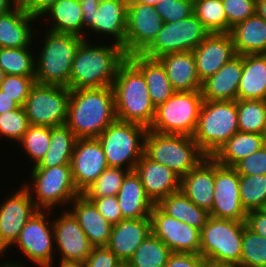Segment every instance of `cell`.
<instances>
[{
    "label": "cell",
    "instance_id": "1",
    "mask_svg": "<svg viewBox=\"0 0 266 267\" xmlns=\"http://www.w3.org/2000/svg\"><path fill=\"white\" fill-rule=\"evenodd\" d=\"M116 120L112 87L70 90L66 126L80 138H97Z\"/></svg>",
    "mask_w": 266,
    "mask_h": 267
},
{
    "label": "cell",
    "instance_id": "2",
    "mask_svg": "<svg viewBox=\"0 0 266 267\" xmlns=\"http://www.w3.org/2000/svg\"><path fill=\"white\" fill-rule=\"evenodd\" d=\"M88 39L82 41L72 62L70 90L112 87L120 65L127 59L122 46L95 45Z\"/></svg>",
    "mask_w": 266,
    "mask_h": 267
},
{
    "label": "cell",
    "instance_id": "3",
    "mask_svg": "<svg viewBox=\"0 0 266 267\" xmlns=\"http://www.w3.org/2000/svg\"><path fill=\"white\" fill-rule=\"evenodd\" d=\"M116 119L152 125L156 108L151 102L143 73L127 58L119 67L113 82Z\"/></svg>",
    "mask_w": 266,
    "mask_h": 267
},
{
    "label": "cell",
    "instance_id": "4",
    "mask_svg": "<svg viewBox=\"0 0 266 267\" xmlns=\"http://www.w3.org/2000/svg\"><path fill=\"white\" fill-rule=\"evenodd\" d=\"M46 30L35 58V82L69 88L72 62L86 37Z\"/></svg>",
    "mask_w": 266,
    "mask_h": 267
},
{
    "label": "cell",
    "instance_id": "5",
    "mask_svg": "<svg viewBox=\"0 0 266 267\" xmlns=\"http://www.w3.org/2000/svg\"><path fill=\"white\" fill-rule=\"evenodd\" d=\"M236 101L203 100L193 138L206 156H213L238 128Z\"/></svg>",
    "mask_w": 266,
    "mask_h": 267
},
{
    "label": "cell",
    "instance_id": "6",
    "mask_svg": "<svg viewBox=\"0 0 266 267\" xmlns=\"http://www.w3.org/2000/svg\"><path fill=\"white\" fill-rule=\"evenodd\" d=\"M144 153L151 160L170 168L180 178L207 157L192 136L162 134L149 129L145 136Z\"/></svg>",
    "mask_w": 266,
    "mask_h": 267
},
{
    "label": "cell",
    "instance_id": "7",
    "mask_svg": "<svg viewBox=\"0 0 266 267\" xmlns=\"http://www.w3.org/2000/svg\"><path fill=\"white\" fill-rule=\"evenodd\" d=\"M245 224L210 216L200 232V255L212 264L238 266Z\"/></svg>",
    "mask_w": 266,
    "mask_h": 267
},
{
    "label": "cell",
    "instance_id": "8",
    "mask_svg": "<svg viewBox=\"0 0 266 267\" xmlns=\"http://www.w3.org/2000/svg\"><path fill=\"white\" fill-rule=\"evenodd\" d=\"M148 128L133 122L115 120L97 138L100 141L108 167L135 170L144 155Z\"/></svg>",
    "mask_w": 266,
    "mask_h": 267
},
{
    "label": "cell",
    "instance_id": "9",
    "mask_svg": "<svg viewBox=\"0 0 266 267\" xmlns=\"http://www.w3.org/2000/svg\"><path fill=\"white\" fill-rule=\"evenodd\" d=\"M30 170L29 180H32L30 181L32 183L23 185L39 210L52 211L57 206L59 208L67 206L68 208V204L70 206V203L80 195L72 179L71 165L30 168Z\"/></svg>",
    "mask_w": 266,
    "mask_h": 267
},
{
    "label": "cell",
    "instance_id": "10",
    "mask_svg": "<svg viewBox=\"0 0 266 267\" xmlns=\"http://www.w3.org/2000/svg\"><path fill=\"white\" fill-rule=\"evenodd\" d=\"M202 103L201 90L174 92L156 108L155 118L149 130L193 137Z\"/></svg>",
    "mask_w": 266,
    "mask_h": 267
},
{
    "label": "cell",
    "instance_id": "11",
    "mask_svg": "<svg viewBox=\"0 0 266 267\" xmlns=\"http://www.w3.org/2000/svg\"><path fill=\"white\" fill-rule=\"evenodd\" d=\"M209 34L193 13L185 19L163 23L154 40L141 54L158 59L169 53L193 51Z\"/></svg>",
    "mask_w": 266,
    "mask_h": 267
},
{
    "label": "cell",
    "instance_id": "12",
    "mask_svg": "<svg viewBox=\"0 0 266 267\" xmlns=\"http://www.w3.org/2000/svg\"><path fill=\"white\" fill-rule=\"evenodd\" d=\"M70 89L35 83L23 105L30 125H66Z\"/></svg>",
    "mask_w": 266,
    "mask_h": 267
},
{
    "label": "cell",
    "instance_id": "13",
    "mask_svg": "<svg viewBox=\"0 0 266 267\" xmlns=\"http://www.w3.org/2000/svg\"><path fill=\"white\" fill-rule=\"evenodd\" d=\"M47 212V213H46ZM46 213V214H45ZM49 210H38L25 224L12 246H18L26 259L38 267H54V230L48 219ZM47 215V216H46Z\"/></svg>",
    "mask_w": 266,
    "mask_h": 267
},
{
    "label": "cell",
    "instance_id": "14",
    "mask_svg": "<svg viewBox=\"0 0 266 267\" xmlns=\"http://www.w3.org/2000/svg\"><path fill=\"white\" fill-rule=\"evenodd\" d=\"M240 175L234 167L214 159V198L209 215L218 219L246 222L247 212L240 201Z\"/></svg>",
    "mask_w": 266,
    "mask_h": 267
},
{
    "label": "cell",
    "instance_id": "15",
    "mask_svg": "<svg viewBox=\"0 0 266 267\" xmlns=\"http://www.w3.org/2000/svg\"><path fill=\"white\" fill-rule=\"evenodd\" d=\"M17 190L0 205V255L12 247L25 224L39 210L24 185Z\"/></svg>",
    "mask_w": 266,
    "mask_h": 267
},
{
    "label": "cell",
    "instance_id": "16",
    "mask_svg": "<svg viewBox=\"0 0 266 267\" xmlns=\"http://www.w3.org/2000/svg\"><path fill=\"white\" fill-rule=\"evenodd\" d=\"M151 233L172 252L200 254V230L164 213L156 204L150 214Z\"/></svg>",
    "mask_w": 266,
    "mask_h": 267
},
{
    "label": "cell",
    "instance_id": "17",
    "mask_svg": "<svg viewBox=\"0 0 266 267\" xmlns=\"http://www.w3.org/2000/svg\"><path fill=\"white\" fill-rule=\"evenodd\" d=\"M155 6L143 3L127 4L125 53H141L156 37L163 26Z\"/></svg>",
    "mask_w": 266,
    "mask_h": 267
},
{
    "label": "cell",
    "instance_id": "18",
    "mask_svg": "<svg viewBox=\"0 0 266 267\" xmlns=\"http://www.w3.org/2000/svg\"><path fill=\"white\" fill-rule=\"evenodd\" d=\"M108 167L103 147L98 138L77 139L72 154V179L82 194Z\"/></svg>",
    "mask_w": 266,
    "mask_h": 267
},
{
    "label": "cell",
    "instance_id": "19",
    "mask_svg": "<svg viewBox=\"0 0 266 267\" xmlns=\"http://www.w3.org/2000/svg\"><path fill=\"white\" fill-rule=\"evenodd\" d=\"M127 4L128 0H101L97 10L82 12L84 29L89 35L96 32L103 37L110 35L109 39L114 37L111 42L115 41L125 52Z\"/></svg>",
    "mask_w": 266,
    "mask_h": 267
},
{
    "label": "cell",
    "instance_id": "20",
    "mask_svg": "<svg viewBox=\"0 0 266 267\" xmlns=\"http://www.w3.org/2000/svg\"><path fill=\"white\" fill-rule=\"evenodd\" d=\"M51 222L53 223L55 246H57L55 251L61 255L60 262H85L91 254L93 246L73 214L65 209L60 216H57V219H53Z\"/></svg>",
    "mask_w": 266,
    "mask_h": 267
},
{
    "label": "cell",
    "instance_id": "21",
    "mask_svg": "<svg viewBox=\"0 0 266 267\" xmlns=\"http://www.w3.org/2000/svg\"><path fill=\"white\" fill-rule=\"evenodd\" d=\"M192 52L201 82L236 56L230 33H210Z\"/></svg>",
    "mask_w": 266,
    "mask_h": 267
},
{
    "label": "cell",
    "instance_id": "22",
    "mask_svg": "<svg viewBox=\"0 0 266 267\" xmlns=\"http://www.w3.org/2000/svg\"><path fill=\"white\" fill-rule=\"evenodd\" d=\"M135 172L154 204L180 190L181 178L167 166L151 160L145 153L136 164Z\"/></svg>",
    "mask_w": 266,
    "mask_h": 267
},
{
    "label": "cell",
    "instance_id": "23",
    "mask_svg": "<svg viewBox=\"0 0 266 267\" xmlns=\"http://www.w3.org/2000/svg\"><path fill=\"white\" fill-rule=\"evenodd\" d=\"M243 71V55L234 56L213 76L202 82L201 94L205 101H236Z\"/></svg>",
    "mask_w": 266,
    "mask_h": 267
},
{
    "label": "cell",
    "instance_id": "24",
    "mask_svg": "<svg viewBox=\"0 0 266 267\" xmlns=\"http://www.w3.org/2000/svg\"><path fill=\"white\" fill-rule=\"evenodd\" d=\"M150 233V218L123 219L113 225L107 247L126 264Z\"/></svg>",
    "mask_w": 266,
    "mask_h": 267
},
{
    "label": "cell",
    "instance_id": "25",
    "mask_svg": "<svg viewBox=\"0 0 266 267\" xmlns=\"http://www.w3.org/2000/svg\"><path fill=\"white\" fill-rule=\"evenodd\" d=\"M67 208L76 218L93 247L107 246L113 225L103 217L92 201L78 195Z\"/></svg>",
    "mask_w": 266,
    "mask_h": 267
},
{
    "label": "cell",
    "instance_id": "26",
    "mask_svg": "<svg viewBox=\"0 0 266 267\" xmlns=\"http://www.w3.org/2000/svg\"><path fill=\"white\" fill-rule=\"evenodd\" d=\"M180 190L194 204L209 212L214 198V158L207 156L182 177Z\"/></svg>",
    "mask_w": 266,
    "mask_h": 267
},
{
    "label": "cell",
    "instance_id": "27",
    "mask_svg": "<svg viewBox=\"0 0 266 267\" xmlns=\"http://www.w3.org/2000/svg\"><path fill=\"white\" fill-rule=\"evenodd\" d=\"M34 20L40 21L39 18L26 13L19 5L7 13L0 14V48L32 46L35 35V28L32 27Z\"/></svg>",
    "mask_w": 266,
    "mask_h": 267
},
{
    "label": "cell",
    "instance_id": "28",
    "mask_svg": "<svg viewBox=\"0 0 266 267\" xmlns=\"http://www.w3.org/2000/svg\"><path fill=\"white\" fill-rule=\"evenodd\" d=\"M158 60L165 68L175 92L201 90L202 82L197 74L195 56L192 51L165 54Z\"/></svg>",
    "mask_w": 266,
    "mask_h": 267
},
{
    "label": "cell",
    "instance_id": "29",
    "mask_svg": "<svg viewBox=\"0 0 266 267\" xmlns=\"http://www.w3.org/2000/svg\"><path fill=\"white\" fill-rule=\"evenodd\" d=\"M123 219L150 218L154 203L147 196L140 176L129 171L116 195Z\"/></svg>",
    "mask_w": 266,
    "mask_h": 267
},
{
    "label": "cell",
    "instance_id": "30",
    "mask_svg": "<svg viewBox=\"0 0 266 267\" xmlns=\"http://www.w3.org/2000/svg\"><path fill=\"white\" fill-rule=\"evenodd\" d=\"M127 58L143 73L155 108L174 94L165 68L158 59L146 57L141 53L131 54Z\"/></svg>",
    "mask_w": 266,
    "mask_h": 267
},
{
    "label": "cell",
    "instance_id": "31",
    "mask_svg": "<svg viewBox=\"0 0 266 267\" xmlns=\"http://www.w3.org/2000/svg\"><path fill=\"white\" fill-rule=\"evenodd\" d=\"M237 99H266V53L243 55Z\"/></svg>",
    "mask_w": 266,
    "mask_h": 267
},
{
    "label": "cell",
    "instance_id": "32",
    "mask_svg": "<svg viewBox=\"0 0 266 267\" xmlns=\"http://www.w3.org/2000/svg\"><path fill=\"white\" fill-rule=\"evenodd\" d=\"M236 55L266 53V22L256 13L231 28Z\"/></svg>",
    "mask_w": 266,
    "mask_h": 267
},
{
    "label": "cell",
    "instance_id": "33",
    "mask_svg": "<svg viewBox=\"0 0 266 267\" xmlns=\"http://www.w3.org/2000/svg\"><path fill=\"white\" fill-rule=\"evenodd\" d=\"M49 18V31L69 33L83 37L84 20L79 0H58L40 18ZM49 16V17H48ZM51 18V19H50ZM84 31V32H83Z\"/></svg>",
    "mask_w": 266,
    "mask_h": 267
},
{
    "label": "cell",
    "instance_id": "34",
    "mask_svg": "<svg viewBox=\"0 0 266 267\" xmlns=\"http://www.w3.org/2000/svg\"><path fill=\"white\" fill-rule=\"evenodd\" d=\"M266 145V135L238 131L212 156L219 164L234 167Z\"/></svg>",
    "mask_w": 266,
    "mask_h": 267
},
{
    "label": "cell",
    "instance_id": "35",
    "mask_svg": "<svg viewBox=\"0 0 266 267\" xmlns=\"http://www.w3.org/2000/svg\"><path fill=\"white\" fill-rule=\"evenodd\" d=\"M156 205L169 216L200 231L210 217L207 210L194 204L181 190L161 199Z\"/></svg>",
    "mask_w": 266,
    "mask_h": 267
},
{
    "label": "cell",
    "instance_id": "36",
    "mask_svg": "<svg viewBox=\"0 0 266 267\" xmlns=\"http://www.w3.org/2000/svg\"><path fill=\"white\" fill-rule=\"evenodd\" d=\"M77 139L66 125L51 127L50 147L39 164L31 168L71 165Z\"/></svg>",
    "mask_w": 266,
    "mask_h": 267
},
{
    "label": "cell",
    "instance_id": "37",
    "mask_svg": "<svg viewBox=\"0 0 266 267\" xmlns=\"http://www.w3.org/2000/svg\"><path fill=\"white\" fill-rule=\"evenodd\" d=\"M171 253L172 251L161 239L150 233L125 267H165Z\"/></svg>",
    "mask_w": 266,
    "mask_h": 267
},
{
    "label": "cell",
    "instance_id": "38",
    "mask_svg": "<svg viewBox=\"0 0 266 267\" xmlns=\"http://www.w3.org/2000/svg\"><path fill=\"white\" fill-rule=\"evenodd\" d=\"M237 109L240 132L266 135V106L264 100L237 99Z\"/></svg>",
    "mask_w": 266,
    "mask_h": 267
},
{
    "label": "cell",
    "instance_id": "39",
    "mask_svg": "<svg viewBox=\"0 0 266 267\" xmlns=\"http://www.w3.org/2000/svg\"><path fill=\"white\" fill-rule=\"evenodd\" d=\"M32 48H0V67L7 75L35 76Z\"/></svg>",
    "mask_w": 266,
    "mask_h": 267
},
{
    "label": "cell",
    "instance_id": "40",
    "mask_svg": "<svg viewBox=\"0 0 266 267\" xmlns=\"http://www.w3.org/2000/svg\"><path fill=\"white\" fill-rule=\"evenodd\" d=\"M193 9L209 33H227V16L222 0H193Z\"/></svg>",
    "mask_w": 266,
    "mask_h": 267
},
{
    "label": "cell",
    "instance_id": "41",
    "mask_svg": "<svg viewBox=\"0 0 266 267\" xmlns=\"http://www.w3.org/2000/svg\"><path fill=\"white\" fill-rule=\"evenodd\" d=\"M240 201L246 212L266 205V175H240Z\"/></svg>",
    "mask_w": 266,
    "mask_h": 267
},
{
    "label": "cell",
    "instance_id": "42",
    "mask_svg": "<svg viewBox=\"0 0 266 267\" xmlns=\"http://www.w3.org/2000/svg\"><path fill=\"white\" fill-rule=\"evenodd\" d=\"M238 267H266V238L247 224L242 238V254Z\"/></svg>",
    "mask_w": 266,
    "mask_h": 267
},
{
    "label": "cell",
    "instance_id": "43",
    "mask_svg": "<svg viewBox=\"0 0 266 267\" xmlns=\"http://www.w3.org/2000/svg\"><path fill=\"white\" fill-rule=\"evenodd\" d=\"M51 127L30 125L24 136L18 142L26 154H28L33 166L39 164L50 147Z\"/></svg>",
    "mask_w": 266,
    "mask_h": 267
},
{
    "label": "cell",
    "instance_id": "44",
    "mask_svg": "<svg viewBox=\"0 0 266 267\" xmlns=\"http://www.w3.org/2000/svg\"><path fill=\"white\" fill-rule=\"evenodd\" d=\"M129 170L107 167L106 170L82 194L86 198L116 196Z\"/></svg>",
    "mask_w": 266,
    "mask_h": 267
},
{
    "label": "cell",
    "instance_id": "45",
    "mask_svg": "<svg viewBox=\"0 0 266 267\" xmlns=\"http://www.w3.org/2000/svg\"><path fill=\"white\" fill-rule=\"evenodd\" d=\"M29 126L28 117L21 106L0 114V135L14 143L18 144Z\"/></svg>",
    "mask_w": 266,
    "mask_h": 267
},
{
    "label": "cell",
    "instance_id": "46",
    "mask_svg": "<svg viewBox=\"0 0 266 267\" xmlns=\"http://www.w3.org/2000/svg\"><path fill=\"white\" fill-rule=\"evenodd\" d=\"M35 83V76L6 75L0 90L23 107L30 89Z\"/></svg>",
    "mask_w": 266,
    "mask_h": 267
},
{
    "label": "cell",
    "instance_id": "47",
    "mask_svg": "<svg viewBox=\"0 0 266 267\" xmlns=\"http://www.w3.org/2000/svg\"><path fill=\"white\" fill-rule=\"evenodd\" d=\"M155 8L164 23H173L194 13L193 0H163Z\"/></svg>",
    "mask_w": 266,
    "mask_h": 267
},
{
    "label": "cell",
    "instance_id": "48",
    "mask_svg": "<svg viewBox=\"0 0 266 267\" xmlns=\"http://www.w3.org/2000/svg\"><path fill=\"white\" fill-rule=\"evenodd\" d=\"M227 16V33L236 24L253 16L256 11V0H222Z\"/></svg>",
    "mask_w": 266,
    "mask_h": 267
},
{
    "label": "cell",
    "instance_id": "49",
    "mask_svg": "<svg viewBox=\"0 0 266 267\" xmlns=\"http://www.w3.org/2000/svg\"><path fill=\"white\" fill-rule=\"evenodd\" d=\"M234 168L239 175H266V145L239 161Z\"/></svg>",
    "mask_w": 266,
    "mask_h": 267
},
{
    "label": "cell",
    "instance_id": "50",
    "mask_svg": "<svg viewBox=\"0 0 266 267\" xmlns=\"http://www.w3.org/2000/svg\"><path fill=\"white\" fill-rule=\"evenodd\" d=\"M86 267H125V263L107 246L93 247Z\"/></svg>",
    "mask_w": 266,
    "mask_h": 267
},
{
    "label": "cell",
    "instance_id": "51",
    "mask_svg": "<svg viewBox=\"0 0 266 267\" xmlns=\"http://www.w3.org/2000/svg\"><path fill=\"white\" fill-rule=\"evenodd\" d=\"M87 199L94 203L100 214L105 217L112 225L118 224L121 220H123V216L116 196Z\"/></svg>",
    "mask_w": 266,
    "mask_h": 267
},
{
    "label": "cell",
    "instance_id": "52",
    "mask_svg": "<svg viewBox=\"0 0 266 267\" xmlns=\"http://www.w3.org/2000/svg\"><path fill=\"white\" fill-rule=\"evenodd\" d=\"M206 263L200 254L172 252L165 267H204Z\"/></svg>",
    "mask_w": 266,
    "mask_h": 267
},
{
    "label": "cell",
    "instance_id": "53",
    "mask_svg": "<svg viewBox=\"0 0 266 267\" xmlns=\"http://www.w3.org/2000/svg\"><path fill=\"white\" fill-rule=\"evenodd\" d=\"M58 0H19L18 5L28 14L39 18Z\"/></svg>",
    "mask_w": 266,
    "mask_h": 267
},
{
    "label": "cell",
    "instance_id": "54",
    "mask_svg": "<svg viewBox=\"0 0 266 267\" xmlns=\"http://www.w3.org/2000/svg\"><path fill=\"white\" fill-rule=\"evenodd\" d=\"M246 224L253 231L266 238V211L264 209L248 212Z\"/></svg>",
    "mask_w": 266,
    "mask_h": 267
},
{
    "label": "cell",
    "instance_id": "55",
    "mask_svg": "<svg viewBox=\"0 0 266 267\" xmlns=\"http://www.w3.org/2000/svg\"><path fill=\"white\" fill-rule=\"evenodd\" d=\"M19 105L0 90V114L18 108Z\"/></svg>",
    "mask_w": 266,
    "mask_h": 267
},
{
    "label": "cell",
    "instance_id": "56",
    "mask_svg": "<svg viewBox=\"0 0 266 267\" xmlns=\"http://www.w3.org/2000/svg\"><path fill=\"white\" fill-rule=\"evenodd\" d=\"M101 0H79L82 12H92L98 9Z\"/></svg>",
    "mask_w": 266,
    "mask_h": 267
},
{
    "label": "cell",
    "instance_id": "57",
    "mask_svg": "<svg viewBox=\"0 0 266 267\" xmlns=\"http://www.w3.org/2000/svg\"><path fill=\"white\" fill-rule=\"evenodd\" d=\"M18 5L17 0H0V14L7 13Z\"/></svg>",
    "mask_w": 266,
    "mask_h": 267
},
{
    "label": "cell",
    "instance_id": "58",
    "mask_svg": "<svg viewBox=\"0 0 266 267\" xmlns=\"http://www.w3.org/2000/svg\"><path fill=\"white\" fill-rule=\"evenodd\" d=\"M255 13L262 17L266 22V0H256V11Z\"/></svg>",
    "mask_w": 266,
    "mask_h": 267
},
{
    "label": "cell",
    "instance_id": "59",
    "mask_svg": "<svg viewBox=\"0 0 266 267\" xmlns=\"http://www.w3.org/2000/svg\"><path fill=\"white\" fill-rule=\"evenodd\" d=\"M59 267H86V266L85 262L73 261V262H60Z\"/></svg>",
    "mask_w": 266,
    "mask_h": 267
},
{
    "label": "cell",
    "instance_id": "60",
    "mask_svg": "<svg viewBox=\"0 0 266 267\" xmlns=\"http://www.w3.org/2000/svg\"><path fill=\"white\" fill-rule=\"evenodd\" d=\"M0 267H27L26 266V264H22L21 262H15V261H11L10 259H9V261L7 262V260H6V262L4 261L3 263L1 262L0 263Z\"/></svg>",
    "mask_w": 266,
    "mask_h": 267
},
{
    "label": "cell",
    "instance_id": "61",
    "mask_svg": "<svg viewBox=\"0 0 266 267\" xmlns=\"http://www.w3.org/2000/svg\"><path fill=\"white\" fill-rule=\"evenodd\" d=\"M163 0H128V3H143L147 5L156 6L158 3L162 2Z\"/></svg>",
    "mask_w": 266,
    "mask_h": 267
},
{
    "label": "cell",
    "instance_id": "62",
    "mask_svg": "<svg viewBox=\"0 0 266 267\" xmlns=\"http://www.w3.org/2000/svg\"><path fill=\"white\" fill-rule=\"evenodd\" d=\"M204 267H238L234 265H218L207 262Z\"/></svg>",
    "mask_w": 266,
    "mask_h": 267
},
{
    "label": "cell",
    "instance_id": "63",
    "mask_svg": "<svg viewBox=\"0 0 266 267\" xmlns=\"http://www.w3.org/2000/svg\"><path fill=\"white\" fill-rule=\"evenodd\" d=\"M6 73L3 71V69L0 67V86L1 83L4 81L5 77H6Z\"/></svg>",
    "mask_w": 266,
    "mask_h": 267
}]
</instances>
